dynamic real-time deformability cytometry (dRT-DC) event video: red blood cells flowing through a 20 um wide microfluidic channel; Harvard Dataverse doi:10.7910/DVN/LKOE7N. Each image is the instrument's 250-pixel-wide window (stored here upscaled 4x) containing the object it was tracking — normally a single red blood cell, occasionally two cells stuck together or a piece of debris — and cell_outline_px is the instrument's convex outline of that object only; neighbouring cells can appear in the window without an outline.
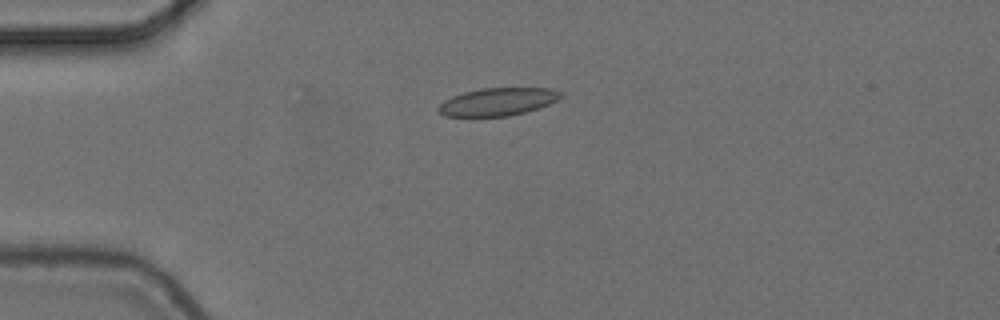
{"species": "common noctule bat (a hibernating species)", "species_latin": "Nyctalus noctula", "temperature_condition": "cold", "stored_images_in_passage": 2, "camera_frame_rate_fps": 3000, "um_per_image_px": 0.085, "animal": {"sex": "female", "body_mass_g": 24.6, "forearm_length_mm": 56.2}, "frame": {"image": 1, "passage_image": 1, "time_ms": 0.0, "image_size_px": [1000, 320], "cell_outline_px": [[564, 96], [548, 104], [524, 112], [508, 116], [444, 116], [436, 108], [444, 100], [452, 96], [464, 92], [480, 88], [552, 88], [560, 92]], "centroid_in_image_um": [42.28, 8.64], "position_along_channel_um": 42.7, "area_um2": 19.65}}